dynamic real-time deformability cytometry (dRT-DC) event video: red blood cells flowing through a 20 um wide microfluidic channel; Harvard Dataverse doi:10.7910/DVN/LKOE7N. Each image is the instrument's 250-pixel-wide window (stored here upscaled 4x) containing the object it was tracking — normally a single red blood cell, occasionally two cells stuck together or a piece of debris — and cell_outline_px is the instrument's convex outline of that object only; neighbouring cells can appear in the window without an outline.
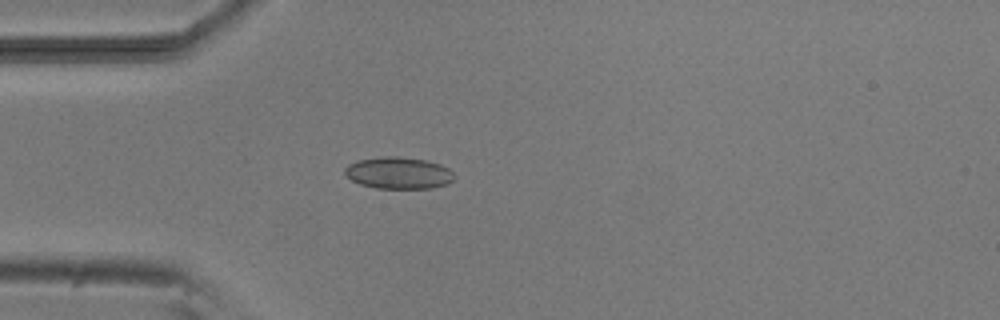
{"species": "common noctule bat (a hibernating species)", "species_latin": "Nyctalus noctula", "temperature_condition": "room temperature", "stored_images_in_passage": 4, "camera_frame_rate_fps": 3000, "um_per_image_px": 0.085, "animal": {"sex": "male", "body_mass_g": 20.5, "forearm_length_mm": 52.5}, "frame": {"image": 1, "passage_image": 4, "time_ms": 3.667, "image_size_px": [1000, 320], "cell_outline_px": [[456, 176], [448, 184], [432, 188], [376, 188], [360, 184], [352, 180], [344, 172], [344, 168], [348, 164], [356, 160], [384, 156], [396, 156], [424, 160], [440, 164], [448, 168]], "centroid_in_image_um": [33.87, 14.7], "position_along_channel_um": 51.1, "area_um2": 20.29}}